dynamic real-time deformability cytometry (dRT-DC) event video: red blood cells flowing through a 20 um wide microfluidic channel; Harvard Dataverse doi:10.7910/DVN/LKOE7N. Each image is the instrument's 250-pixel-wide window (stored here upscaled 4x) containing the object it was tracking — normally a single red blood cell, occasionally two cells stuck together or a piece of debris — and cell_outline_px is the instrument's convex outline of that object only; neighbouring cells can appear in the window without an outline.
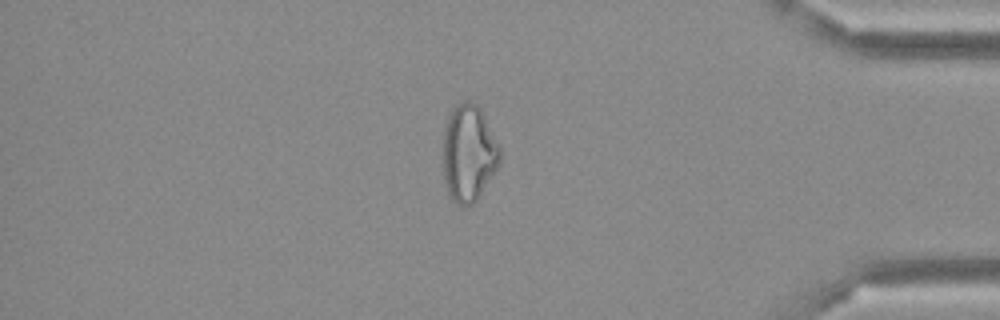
{"species": "Egyptian fruit bat (a non-hibernating species)", "species_latin": "Rousettus aegyptiacus", "temperature_condition": "cold", "stored_images_in_passage": 48, "camera_frame_rate_fps": 3000, "um_per_image_px": 0.085, "frame": {"image": 1, "passage_image": 41, "time_ms": 13.333, "image_size_px": [1000, 320], "cell_outline_px": [[500, 164], [476, 200], [472, 204], [464, 208], [460, 208], [452, 200], [444, 184], [444, 128], [448, 112], [456, 104], [464, 100], [468, 100], [476, 104], [480, 108], [500, 148]], "centroid_in_image_um": [39.82, 13.03], "position_along_channel_um": 395.4, "area_um2": 32.25}}